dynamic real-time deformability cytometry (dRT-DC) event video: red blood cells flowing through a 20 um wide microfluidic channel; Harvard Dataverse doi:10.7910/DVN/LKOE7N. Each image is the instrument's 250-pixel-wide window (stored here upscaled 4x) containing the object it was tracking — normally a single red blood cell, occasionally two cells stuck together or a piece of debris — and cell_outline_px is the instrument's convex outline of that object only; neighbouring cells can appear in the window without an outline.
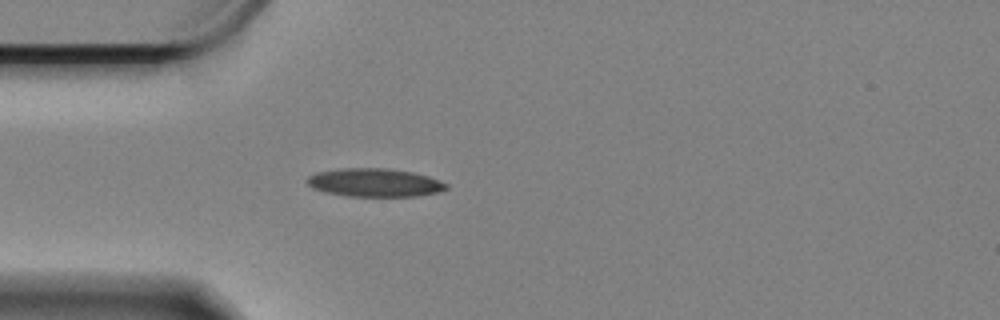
{"species": "Egyptian fruit bat (a non-hibernating species)", "species_latin": "Rousettus aegyptiacus", "temperature_condition": "cold", "stored_images_in_passage": 45, "camera_frame_rate_fps": 3000, "um_per_image_px": 0.085, "animal": {"sex": "female"}, "frame": {"image": 1, "passage_image": 1, "time_ms": 0.0, "image_size_px": [1000, 320], "cell_outline_px": [[448, 188], [436, 192], [416, 196], [348, 196], [324, 192], [312, 188], [308, 184], [308, 176], [316, 172], [340, 168], [388, 168], [412, 172], [428, 176], [440, 180], [448, 184]], "centroid_in_image_um": [31.83, 15.51], "position_along_channel_um": 53.2, "area_um2": 22.95}}
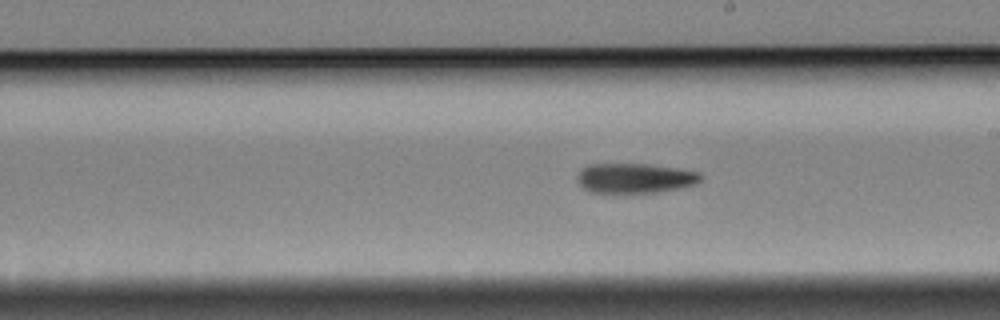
{"frame": {"image": 2, "passage_image": 18, "time_ms": 5.667, "image_size_px": [1000, 320], "cell_outline_px": [[704, 176], [696, 184], [680, 188], [656, 192], [588, 192], [580, 184], [576, 176], [588, 164], [648, 164], [676, 168], [700, 172]], "centroid_in_image_um": [54.0, 15.14], "position_along_channel_um": 235.0, "area_um2": 21.33}}
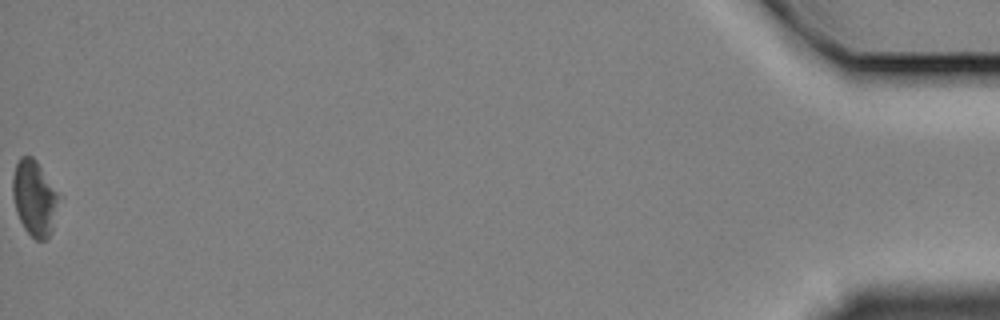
{"frame": {"image": 3, "passage_image": 45, "time_ms": 14.667, "image_size_px": [1000, 320], "cell_outline_px": [[64, 196], [52, 232], [44, 240], [36, 240], [24, 228], [16, 212], [12, 196], [12, 176], [16, 164], [20, 156], [32, 156], [36, 160]], "centroid_in_image_um": [3.0, 16.82], "position_along_channel_um": 432.2, "area_um2": 21.33}, "authors_computed_cell_mechanics": {"area_um2": 21.7906, "velocity_mm_per_s": 3.3085, "shape_relaxation_time_tau1_ms": 3.6674, "shape_relaxation_time_tau2_ms": null, "deformation_change_tau1": 0.1244, "deformation_change_tau2": null}}